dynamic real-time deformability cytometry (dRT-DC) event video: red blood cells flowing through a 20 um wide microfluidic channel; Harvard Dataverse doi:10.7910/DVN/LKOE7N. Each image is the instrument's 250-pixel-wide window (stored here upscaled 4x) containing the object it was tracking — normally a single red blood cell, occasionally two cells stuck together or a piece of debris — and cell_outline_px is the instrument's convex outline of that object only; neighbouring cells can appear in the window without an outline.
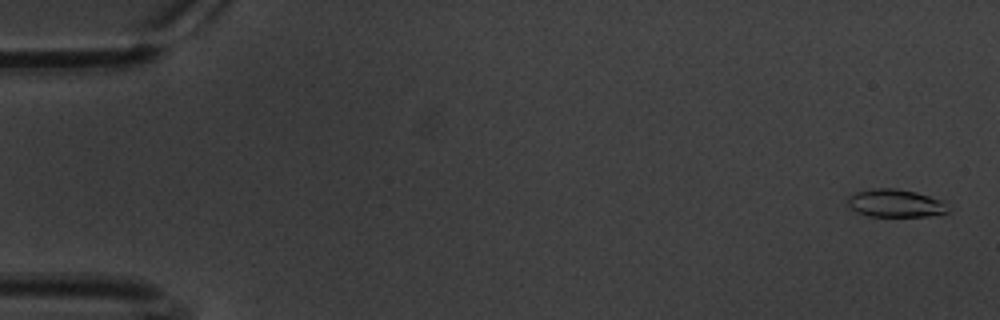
{"species": "common noctule bat (a hibernating species)", "species_latin": "Nyctalus noctula", "temperature_condition": "warm", "stored_images_in_passage": 62, "camera_frame_rate_fps": 3000, "um_per_image_px": 0.085, "animal": {"sex": "male", "body_mass_g": 20.1, "forearm_length_mm": 53.5}, "frame": {"image": 1, "passage_image": 2, "time_ms": 0.333, "image_size_px": [1000, 320], "cell_outline_px": [[948, 212], [928, 216], [868, 216], [856, 212], [848, 204], [848, 196], [856, 192], [880, 188], [892, 188], [916, 192], [944, 200]], "centroid_in_image_um": [76.12, 17.28], "position_along_channel_um": 8.9, "area_um2": 16.13}}
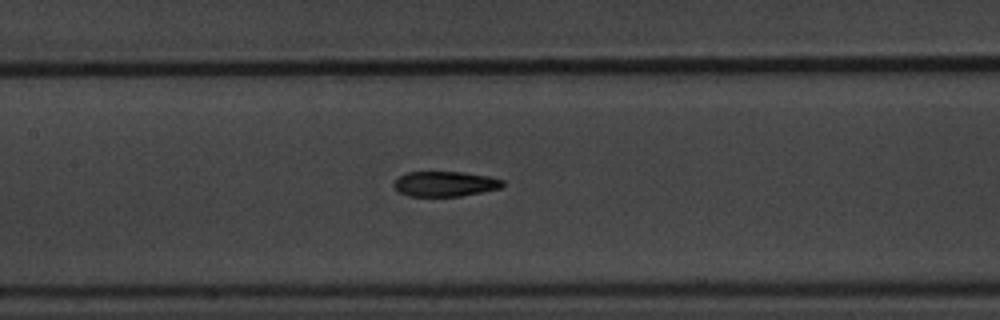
{"frame": {"image": 2, "passage_image": 29, "time_ms": 9.333, "image_size_px": [1000, 320], "cell_outline_px": [[504, 184], [500, 188], [460, 196], [408, 196], [400, 192], [392, 184], [400, 176], [408, 172], [460, 172], [488, 176], [504, 180]], "centroid_in_image_um": [37.82, 15.63], "position_along_channel_um": 169.6, "area_um2": 15.72}}
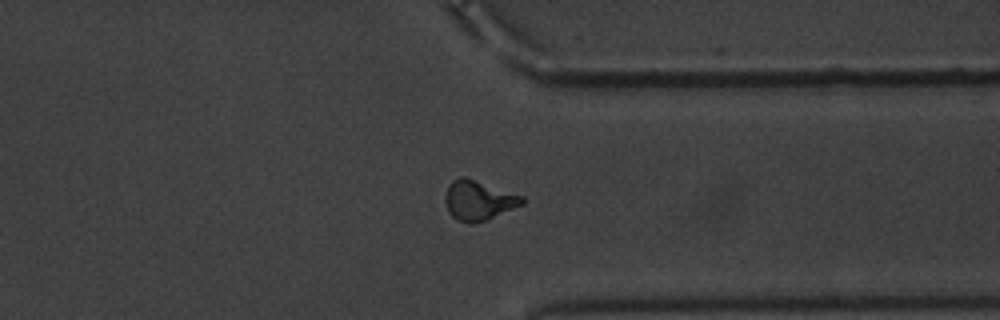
{"frame": {"image": 3, "passage_image": 47, "time_ms": 15.333, "image_size_px": [1000, 320], "cell_outline_px": [[524, 204], [484, 220], [472, 224], [456, 220], [448, 212], [444, 200], [444, 196], [448, 184], [452, 180], [460, 176], [464, 176], [524, 196]], "centroid_in_image_um": [40.64, 17.01], "position_along_channel_um": 370.8, "area_um2": 17.86}, "authors_computed_cell_mechanics": {"area_um2": 16.5308, "velocity_mm_per_s": 3.3764, "shape_relaxation_time_tau1_ms": 3.4545, "shape_relaxation_time_tau2_ms": 3.4897, "deformation_change_tau1": 0.177, "deformation_change_tau2": 0.1172}}